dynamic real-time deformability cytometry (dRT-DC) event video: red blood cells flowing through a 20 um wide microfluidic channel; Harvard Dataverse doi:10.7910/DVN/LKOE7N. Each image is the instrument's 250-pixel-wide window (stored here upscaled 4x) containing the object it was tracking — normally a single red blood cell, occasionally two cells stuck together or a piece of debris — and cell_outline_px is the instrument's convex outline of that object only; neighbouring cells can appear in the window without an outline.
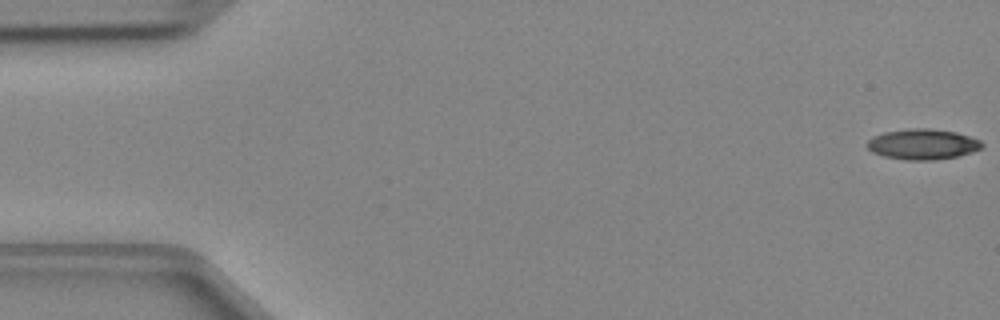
{"species": "Egyptian fruit bat (a non-hibernating species)", "species_latin": "Rousettus aegyptiacus", "temperature_condition": "cold", "stored_images_in_passage": 46, "camera_frame_rate_fps": 3000, "um_per_image_px": 0.085, "animal": {"sex": "female"}, "frame": {"image": 1, "passage_image": 1, "time_ms": 0.0, "image_size_px": [1000, 320], "cell_outline_px": [[984, 144], [980, 148], [972, 152], [960, 156], [932, 160], [908, 160], [884, 156], [872, 152], [864, 144], [872, 136], [884, 132], [908, 128], [928, 128], [956, 132], [980, 140]], "centroid_in_image_um": [78.4, 12.25], "position_along_channel_um": 6.6, "area_um2": 20.52}}
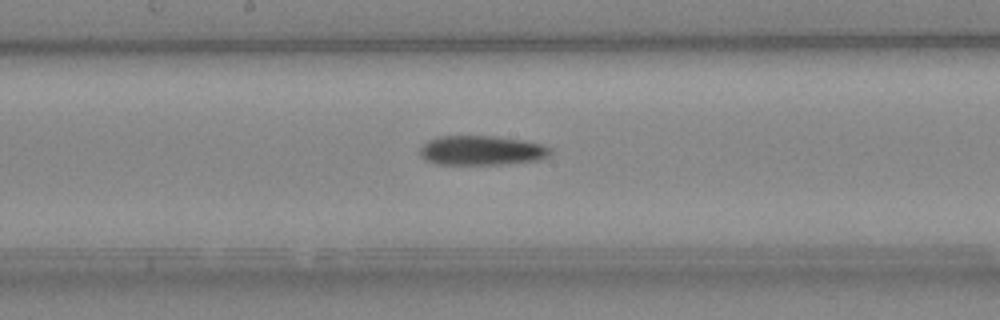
{"frame": {"image": 2, "passage_image": 25, "time_ms": 8.0, "image_size_px": [1000, 320], "cell_outline_px": [[552, 152], [548, 156], [536, 160], [500, 164], [436, 164], [424, 160], [420, 156], [420, 148], [428, 140], [436, 136], [496, 136], [524, 140], [540, 144], [552, 148]], "centroid_in_image_um": [40.9, 12.78], "position_along_channel_um": 207.3, "area_um2": 22.48}}
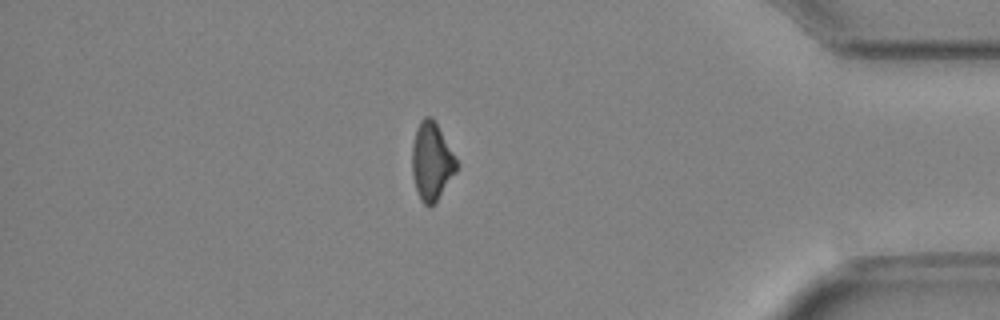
{"frame": {"image": 3, "passage_image": 41, "time_ms": 13.333, "image_size_px": [1000, 320], "cell_outline_px": [[460, 164], [456, 172], [436, 200], [428, 208], [424, 204], [416, 188], [412, 176], [412, 144], [416, 128], [420, 120], [424, 116], [432, 116]], "centroid_in_image_um": [36.69, 13.67], "position_along_channel_um": 398.5, "area_um2": 20.11}}